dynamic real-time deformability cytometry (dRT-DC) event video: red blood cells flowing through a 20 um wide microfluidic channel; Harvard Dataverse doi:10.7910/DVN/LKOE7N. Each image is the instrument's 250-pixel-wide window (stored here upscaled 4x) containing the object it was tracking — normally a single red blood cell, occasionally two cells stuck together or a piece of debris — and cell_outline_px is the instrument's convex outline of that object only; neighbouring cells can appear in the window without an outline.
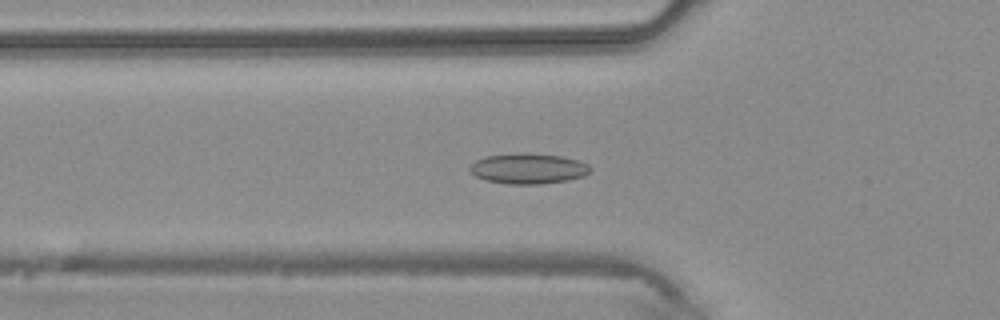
{"species": "common noctule bat (a hibernating species)", "species_latin": "Nyctalus noctula", "temperature_condition": "warm", "stored_images_in_passage": 32, "camera_frame_rate_fps": 3000, "um_per_image_px": 0.085, "animal": {"sex": "male", "body_mass_g": 20.4}, "frame": {"image": 1, "passage_image": 7, "time_ms": 2.0, "image_size_px": [1000, 320], "cell_outline_px": [[592, 168], [584, 176], [568, 180], [540, 184], [508, 184], [484, 180], [476, 176], [468, 168], [476, 160], [484, 156], [520, 152], [524, 152], [560, 156], [576, 160], [588, 164]], "centroid_in_image_um": [44.88, 14.32], "position_along_channel_um": 80.9, "area_um2": 21.44}}
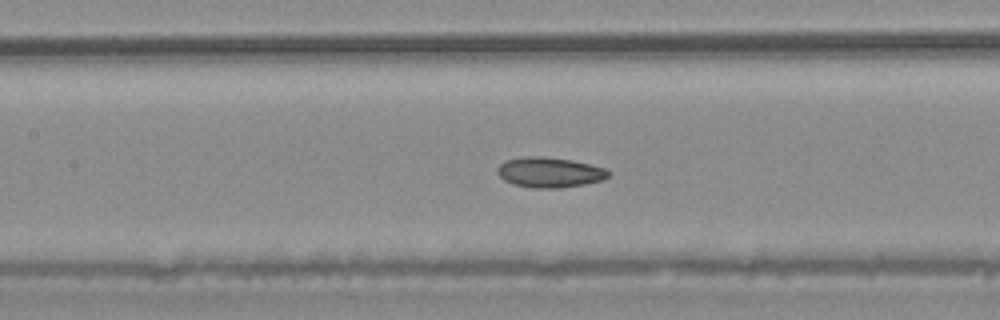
{"frame": {"image": 2, "passage_image": 12, "time_ms": 3.667, "image_size_px": [1000, 320], "cell_outline_px": [[608, 176], [604, 180], [584, 184], [560, 188], [532, 188], [512, 184], [504, 180], [496, 172], [496, 168], [504, 160], [524, 156], [544, 156], [572, 160], [604, 168], [608, 172]], "centroid_in_image_um": [46.65, 14.65], "position_along_channel_um": 160.7, "area_um2": 19.65}}
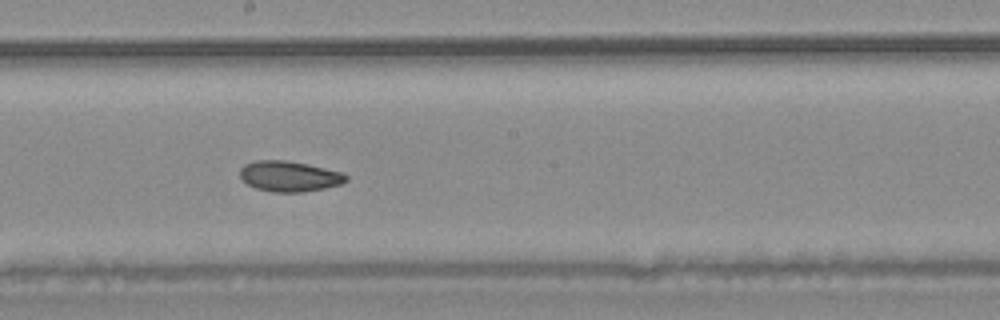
{"frame": {"image": 3, "passage_image": 16, "time_ms": 5.0, "image_size_px": [1000, 320], "cell_outline_px": [[348, 180], [340, 184], [324, 188], [300, 192], [276, 192], [256, 188], [248, 184], [240, 176], [240, 168], [244, 164], [256, 160], [284, 160], [308, 164], [340, 172], [348, 176]], "centroid_in_image_um": [24.58, 14.97], "position_along_channel_um": 223.6, "area_um2": 18.67}}